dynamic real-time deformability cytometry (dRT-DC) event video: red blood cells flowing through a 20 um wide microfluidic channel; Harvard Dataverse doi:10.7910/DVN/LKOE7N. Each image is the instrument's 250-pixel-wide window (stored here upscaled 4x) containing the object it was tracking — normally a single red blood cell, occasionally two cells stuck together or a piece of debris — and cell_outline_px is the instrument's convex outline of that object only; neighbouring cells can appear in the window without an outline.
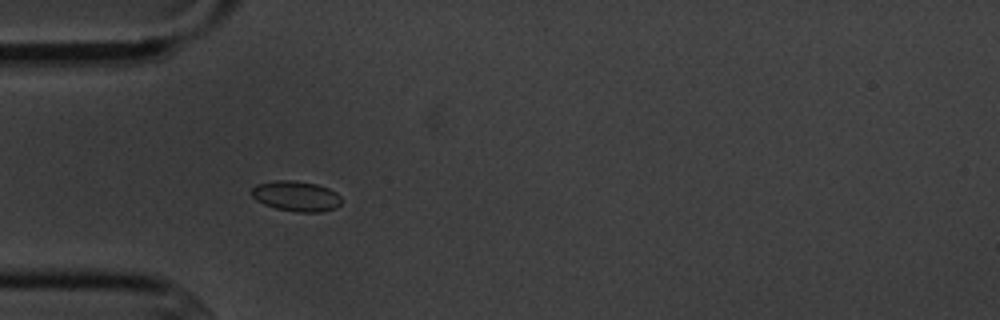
{"species": "common noctule bat (a hibernating species)", "species_latin": "Nyctalus noctula", "temperature_condition": "cold", "stored_images_in_passage": 5, "camera_frame_rate_fps": 3000, "um_per_image_px": 0.085, "animal": {"sex": "male", "body_mass_g": 20.1, "forearm_length_mm": 53.5}, "frame": {"image": 1, "passage_image": 4, "time_ms": 3.667, "image_size_px": [1000, 320], "cell_outline_px": [[340, 204], [336, 208], [320, 212], [296, 212], [276, 208], [264, 204], [256, 200], [248, 192], [256, 184], [276, 180], [292, 180], [316, 184], [328, 188], [336, 192], [340, 196]], "centroid_in_image_um": [25.14, 16.67], "position_along_channel_um": 59.9, "area_um2": 15.95}}
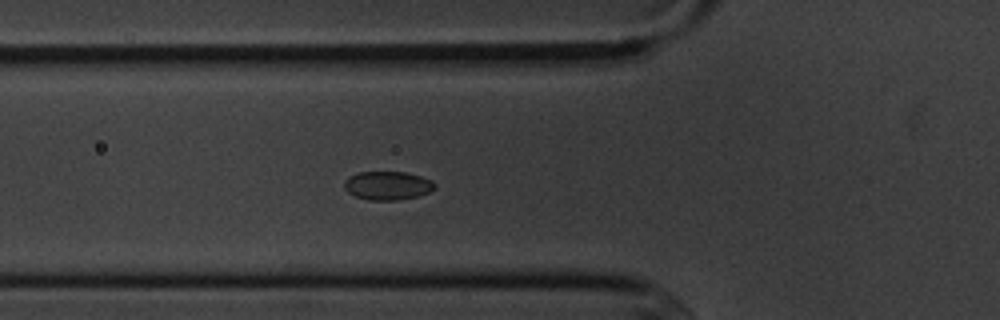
{"frame": {"image": 2, "passage_image": 5, "time_ms": 4.667, "image_size_px": [1000, 320], "cell_outline_px": [[436, 188], [428, 192], [416, 196], [400, 200], [368, 200], [356, 196], [348, 192], [344, 188], [344, 180], [348, 176], [356, 172], [408, 172], [432, 180], [436, 184]], "centroid_in_image_um": [32.93, 15.76], "position_along_channel_um": 92.9, "area_um2": 15.2}}